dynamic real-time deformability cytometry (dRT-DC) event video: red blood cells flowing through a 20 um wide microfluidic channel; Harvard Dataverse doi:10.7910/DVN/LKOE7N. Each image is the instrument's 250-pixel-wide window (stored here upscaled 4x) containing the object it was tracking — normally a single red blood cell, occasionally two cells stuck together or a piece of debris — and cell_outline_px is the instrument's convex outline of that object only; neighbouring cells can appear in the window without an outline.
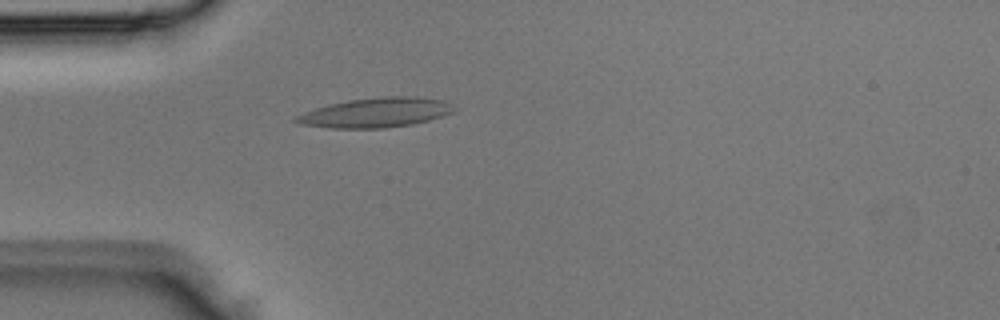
{"species": "Egyptian fruit bat (a non-hibernating species)", "species_latin": "Rousettus aegyptiacus", "temperature_condition": "room temperature", "stored_images_in_passage": 3, "camera_frame_rate_fps": 3000, "um_per_image_px": 0.085, "animal": {"sex": "male"}, "frame": {"image": 1, "passage_image": 3, "time_ms": 0.667, "image_size_px": [1000, 320], "cell_outline_px": [[456, 108], [452, 112], [428, 120], [412, 124], [384, 128], [332, 128], [300, 124], [292, 120], [296, 116], [316, 108], [328, 104], [352, 100], [388, 96], [416, 96], [444, 100], [452, 104]], "centroid_in_image_um": [31.96, 9.57], "position_along_channel_um": 53.0, "area_um2": 26.99}}